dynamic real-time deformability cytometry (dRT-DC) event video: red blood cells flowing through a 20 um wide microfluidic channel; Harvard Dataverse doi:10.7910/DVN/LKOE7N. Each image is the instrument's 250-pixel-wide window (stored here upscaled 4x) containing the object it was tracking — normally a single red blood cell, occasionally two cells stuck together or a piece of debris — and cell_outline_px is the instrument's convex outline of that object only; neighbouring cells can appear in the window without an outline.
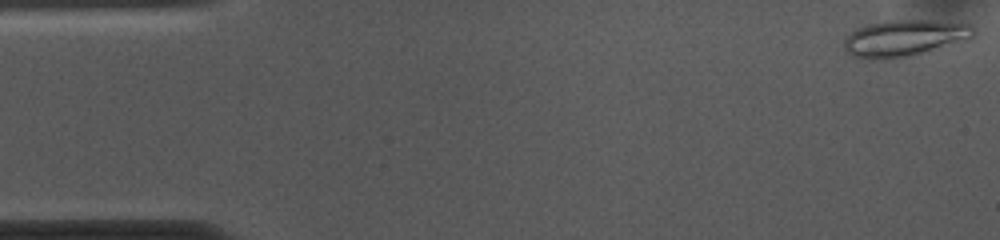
{"species": "common noctule bat (a hibernating species)", "species_latin": "Nyctalus noctula", "temperature_condition": "cold", "stored_images_in_passage": 8, "camera_frame_rate_fps": 3000, "um_per_image_px": 0.085, "animal": {"sex": "female", "body_mass_g": 10.0, "forearm_length_mm": 53.1}, "frame": {"image": 1, "passage_image": 1, "time_ms": 0.0, "image_size_px": [1000, 240], "cell_outline_px": [[976, 32], [972, 40], [912, 56], [888, 60], [868, 60], [852, 56], [844, 52], [844, 40], [856, 28], [868, 24], [888, 20], [936, 20], [972, 24], [976, 28]], "centroid_in_image_um": [76.94, 3.26], "position_along_channel_um": 8.1, "area_um2": 28.61}}